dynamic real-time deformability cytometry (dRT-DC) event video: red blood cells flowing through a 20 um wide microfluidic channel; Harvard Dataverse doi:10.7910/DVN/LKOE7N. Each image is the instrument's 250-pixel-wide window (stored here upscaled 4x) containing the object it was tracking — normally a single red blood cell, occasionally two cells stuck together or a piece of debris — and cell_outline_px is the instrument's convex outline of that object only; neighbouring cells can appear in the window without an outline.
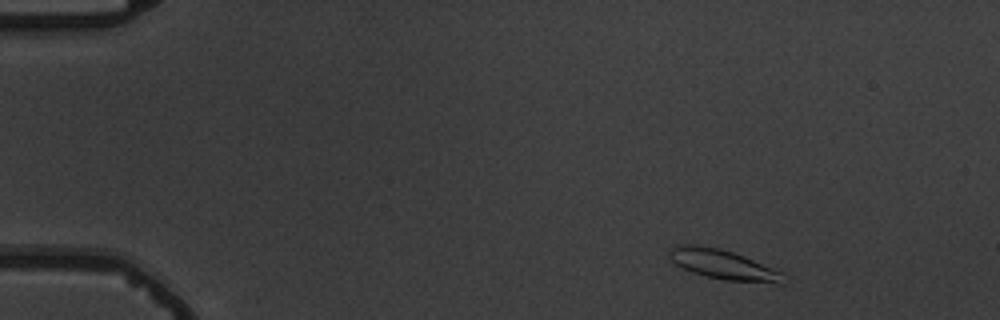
{"species": "common noctule bat (a hibernating species)", "species_latin": "Nyctalus noctula", "temperature_condition": "warm", "stored_images_in_passage": 5, "camera_frame_rate_fps": 3000, "um_per_image_px": 0.085, "animal": {"sex": "male", "body_mass_g": 19.5, "forearm_length_mm": 54.6}, "frame": {"image": 1, "passage_image": 2, "time_ms": 1.333, "image_size_px": [1000, 320], "cell_outline_px": [[788, 280], [784, 284], [776, 284], [724, 280], [704, 276], [692, 272], [676, 264], [672, 260], [672, 248], [676, 244], [696, 244], [720, 248], [744, 256], [784, 272]], "centroid_in_image_um": [61.6, 22.51], "position_along_channel_um": 23.4, "area_um2": 20.0}}
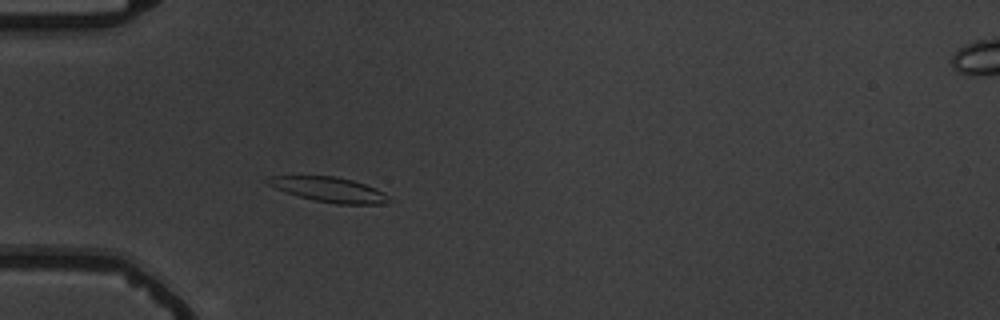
{"frame": {"image": 2, "passage_image": 5, "time_ms": 4.667, "image_size_px": [1000, 320], "cell_outline_px": [[388, 200], [384, 204], [336, 204], [316, 200], [284, 192], [268, 184], [264, 180], [268, 176], [336, 176], [352, 180], [376, 188], [384, 192], [388, 196]], "centroid_in_image_um": [27.96, 16.1], "position_along_channel_um": 57.0, "area_um2": 17.4}}